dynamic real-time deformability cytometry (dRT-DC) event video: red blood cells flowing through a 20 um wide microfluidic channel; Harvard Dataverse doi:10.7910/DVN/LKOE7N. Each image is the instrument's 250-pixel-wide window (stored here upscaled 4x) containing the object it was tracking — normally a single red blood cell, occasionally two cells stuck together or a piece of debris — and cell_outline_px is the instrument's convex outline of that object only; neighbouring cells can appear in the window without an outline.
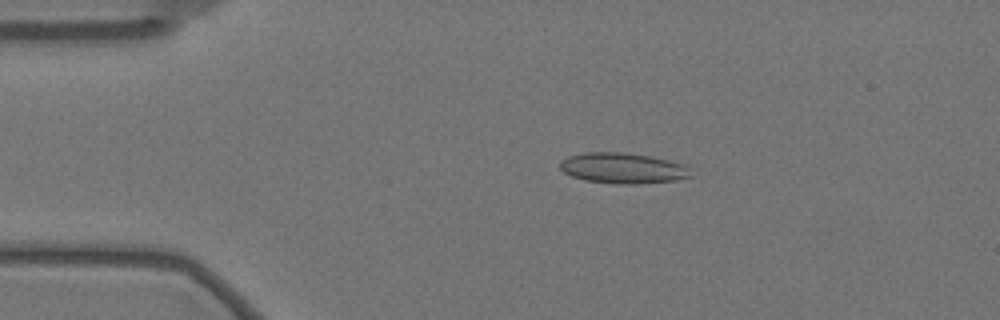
{"species": "Egyptian fruit bat (a non-hibernating species)", "species_latin": "Rousettus aegyptiacus", "temperature_condition": "warm", "stored_images_in_passage": 56, "camera_frame_rate_fps": 3000, "um_per_image_px": 0.085, "animal": {"sex": "female"}, "frame": {"image": 1, "passage_image": 10, "time_ms": 3.0, "image_size_px": [1000, 320], "cell_outline_px": [[692, 176], [676, 180], [640, 184], [616, 184], [584, 180], [572, 176], [564, 172], [560, 168], [560, 160], [568, 156], [584, 152], [624, 152], [652, 156], [684, 164], [688, 168]], "centroid_in_image_um": [52.93, 14.29], "position_along_channel_um": 32.1, "area_um2": 23.52}}
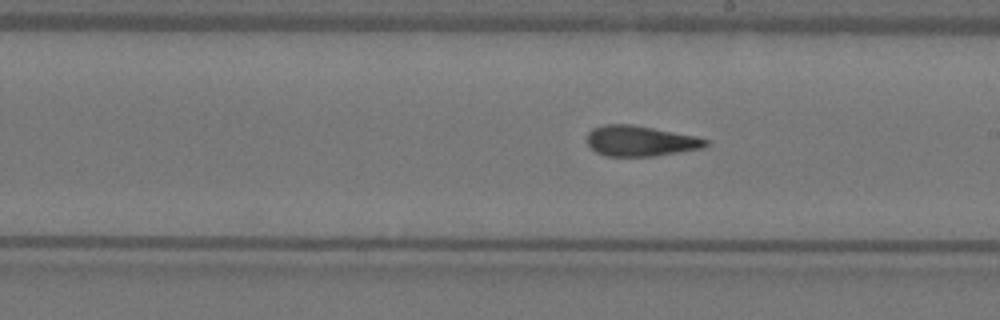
{"frame": {"image": 2, "passage_image": 31, "time_ms": 10.0, "image_size_px": [1000, 320], "cell_outline_px": [[708, 144], [704, 148], [656, 156], [604, 156], [596, 152], [588, 144], [588, 132], [592, 128], [604, 124], [632, 124], [696, 136], [708, 140]], "centroid_in_image_um": [54.43, 11.98], "position_along_channel_um": 234.6, "area_um2": 21.15}}
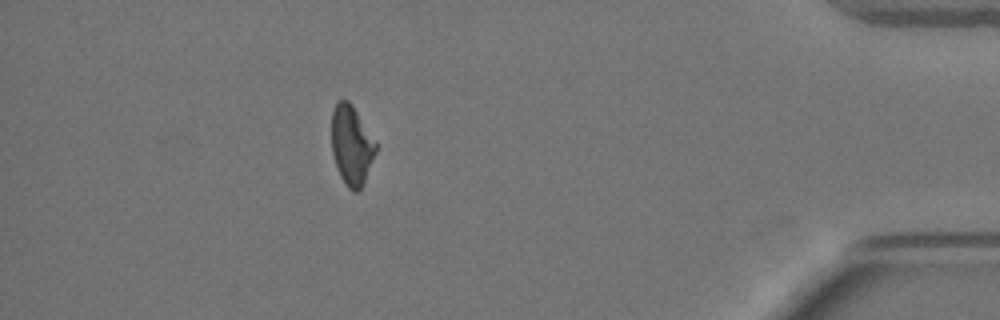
{"frame": {"image": 3, "passage_image": 50, "time_ms": 16.333, "image_size_px": [1000, 320], "cell_outline_px": [[376, 152], [364, 184], [356, 192], [352, 192], [348, 188], [340, 176], [336, 168], [332, 152], [332, 112], [336, 104], [340, 100], [348, 100], [352, 104], [376, 140]], "centroid_in_image_um": [29.89, 12.36], "position_along_channel_um": 405.3, "area_um2": 20.63}, "authors_computed_cell_mechanics": {"area_um2": 21.5594, "velocity_mm_per_s": 3.4971, "shape_relaxation_time_tau1_ms": null, "shape_relaxation_time_tau2_ms": 1.9484, "deformation_change_tau1": null, "deformation_change_tau2": 0.0753}}